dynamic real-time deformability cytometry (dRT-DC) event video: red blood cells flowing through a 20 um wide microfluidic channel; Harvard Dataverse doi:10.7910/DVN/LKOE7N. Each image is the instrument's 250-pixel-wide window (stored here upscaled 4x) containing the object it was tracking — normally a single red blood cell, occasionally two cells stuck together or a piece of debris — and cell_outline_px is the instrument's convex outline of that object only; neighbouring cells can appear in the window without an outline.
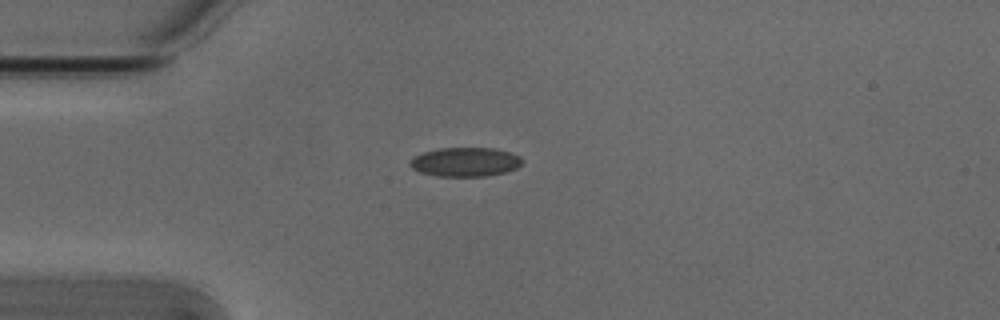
{"species": "Egyptian fruit bat (a non-hibernating species)", "species_latin": "Rousettus aegyptiacus", "temperature_condition": "cold", "stored_images_in_passage": 40, "camera_frame_rate_fps": 3000, "um_per_image_px": 0.085, "animal": {"sex": "male"}, "frame": {"image": 1, "passage_image": 1, "time_ms": 0.0, "image_size_px": [1000, 320], "cell_outline_px": [[524, 160], [516, 168], [508, 172], [488, 176], [436, 176], [420, 172], [412, 168], [408, 164], [412, 156], [424, 152], [440, 148], [492, 148], [508, 152], [520, 156]], "centroid_in_image_um": [39.53, 13.77], "position_along_channel_um": 45.5, "area_um2": 19.13}}
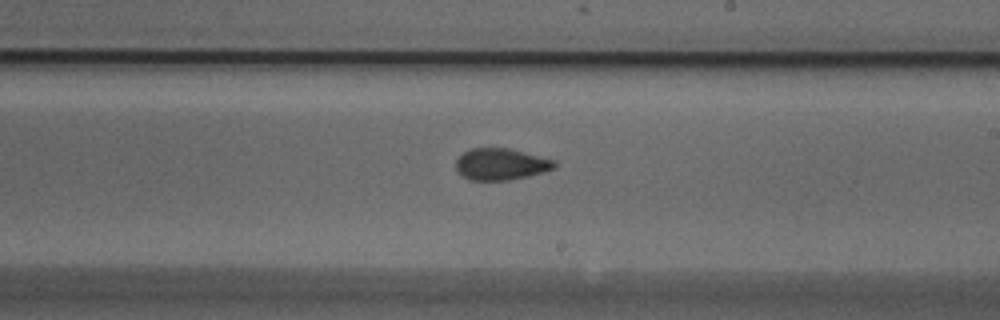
{"frame": {"image": 2, "passage_image": 18, "time_ms": 5.667, "image_size_px": [1000, 320], "cell_outline_px": [[556, 168], [544, 172], [528, 176], [508, 180], [468, 180], [456, 168], [456, 160], [468, 148], [508, 148], [556, 160]], "centroid_in_image_um": [42.6, 13.95], "position_along_channel_um": 246.4, "area_um2": 18.15}}
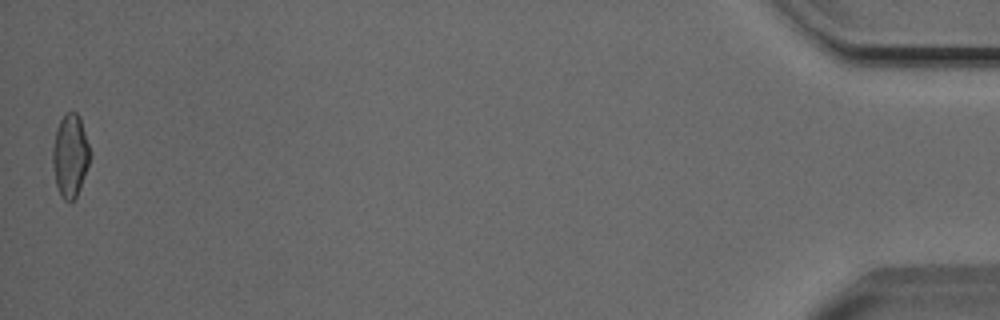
{"frame": {"image": 3, "passage_image": 40, "time_ms": 13.0, "image_size_px": [1000, 320], "cell_outline_px": [[92, 156], [80, 188], [76, 196], [72, 200], [64, 200], [60, 196], [56, 184], [52, 164], [52, 148], [56, 128], [60, 120], [68, 112], [76, 112], [80, 116]], "centroid_in_image_um": [5.97, 13.22], "position_along_channel_um": 429.2, "area_um2": 18.15}, "authors_computed_cell_mechanics": {"area_um2": 18.2648, "velocity_mm_per_s": 3.8528, "shape_relaxation_time_tau1_ms": null, "shape_relaxation_time_tau2_ms": 2.1159, "deformation_change_tau1": null, "deformation_change_tau2": 0.067}}